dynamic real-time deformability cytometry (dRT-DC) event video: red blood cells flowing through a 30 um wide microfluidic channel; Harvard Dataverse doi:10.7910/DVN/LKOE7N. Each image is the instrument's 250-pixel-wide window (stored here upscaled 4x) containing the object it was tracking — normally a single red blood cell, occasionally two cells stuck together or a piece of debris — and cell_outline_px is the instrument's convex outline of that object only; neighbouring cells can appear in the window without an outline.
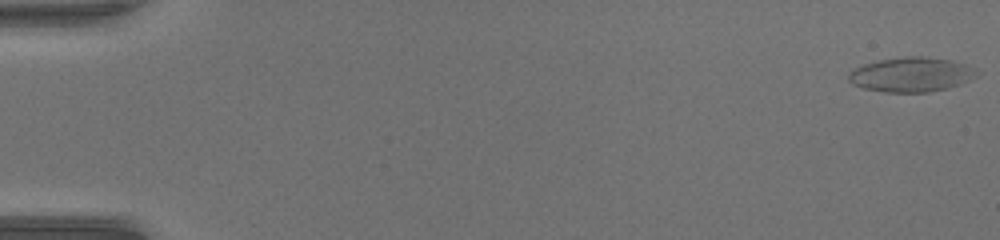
{"species": "common noctule bat (a hibernating species)", "species_latin": "Nyctalus noctula", "temperature_condition": "warm", "stored_images_in_passage": 52, "camera_frame_rate_fps": 3000, "um_per_image_px": 0.085, "animal": {"sex": "female", "body_mass_g": 17.0, "forearm_length_mm": 48.0}, "frame": {"image": 1, "passage_image": 1, "time_ms": 0.0, "image_size_px": [1000, 240], "cell_outline_px": [[976, 76], [960, 84], [948, 88], [928, 92], [884, 92], [864, 88], [852, 84], [848, 80], [848, 76], [856, 68], [864, 64], [880, 60], [908, 56], [924, 56], [948, 60], [964, 64]], "centroid_in_image_um": [77.38, 6.35], "position_along_channel_um": 7.6, "area_um2": 25.14}}
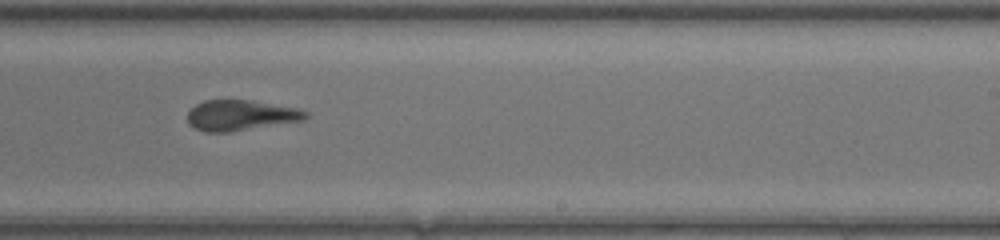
{"frame": {"image": 2, "passage_image": 33, "time_ms": 10.667, "image_size_px": [1000, 240], "cell_outline_px": [[308, 116], [304, 120], [228, 132], [204, 132], [192, 128], [188, 124], [188, 112], [196, 104], [204, 100], [252, 100], [296, 108], [308, 112]], "centroid_in_image_um": [20.42, 9.8], "position_along_channel_um": 268.6, "area_um2": 20.98}}
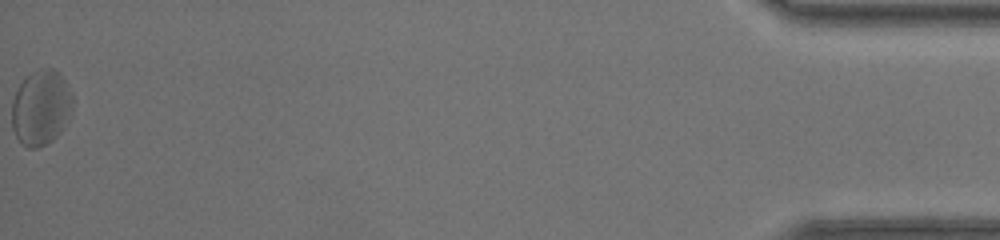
{"frame": {"image": 3, "passage_image": 52, "time_ms": 17.0, "image_size_px": [1000, 240], "cell_outline_px": [[72, 112], [68, 120], [60, 132], [52, 140], [36, 148], [28, 148], [20, 144], [12, 128], [12, 100], [20, 84], [32, 72], [40, 68], [52, 68], [60, 72], [72, 92]], "centroid_in_image_um": [3.49, 9.14], "position_along_channel_um": 431.7, "area_um2": 26.82}, "authors_computed_cell_mechanics": {"area_um2": 22.5998, "velocity_mm_per_s": 4.1156, "shape_relaxation_time_tau1_ms": null, "shape_relaxation_time_tau2_ms": 2.816, "deformation_change_tau1": null, "deformation_change_tau2": 0.1409}}